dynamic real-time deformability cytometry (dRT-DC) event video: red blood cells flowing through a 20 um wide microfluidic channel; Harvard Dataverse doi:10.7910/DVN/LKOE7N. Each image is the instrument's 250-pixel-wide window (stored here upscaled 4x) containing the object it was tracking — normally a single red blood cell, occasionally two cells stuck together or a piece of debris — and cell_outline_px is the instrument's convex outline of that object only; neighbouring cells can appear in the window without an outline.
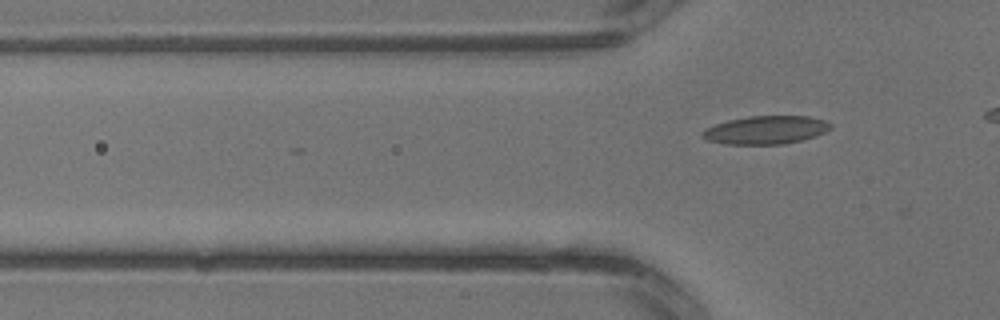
{"species": "common noctule bat (a hibernating species)", "species_latin": "Nyctalus noctula", "temperature_condition": "warm", "stored_images_in_passage": 3, "camera_frame_rate_fps": 3000, "um_per_image_px": 0.085, "animal": {"sex": "male", "body_mass_g": 13.3}, "frame": {"image": 1, "passage_image": 3, "time_ms": 0.667, "image_size_px": [1000, 320], "cell_outline_px": [[832, 128], [816, 136], [784, 144], [724, 144], [708, 140], [700, 136], [700, 132], [704, 128], [728, 120], [748, 116], [808, 116], [824, 120], [832, 124]], "centroid_in_image_um": [65.07, 11.04], "position_along_channel_um": 60.7, "area_um2": 21.15}}